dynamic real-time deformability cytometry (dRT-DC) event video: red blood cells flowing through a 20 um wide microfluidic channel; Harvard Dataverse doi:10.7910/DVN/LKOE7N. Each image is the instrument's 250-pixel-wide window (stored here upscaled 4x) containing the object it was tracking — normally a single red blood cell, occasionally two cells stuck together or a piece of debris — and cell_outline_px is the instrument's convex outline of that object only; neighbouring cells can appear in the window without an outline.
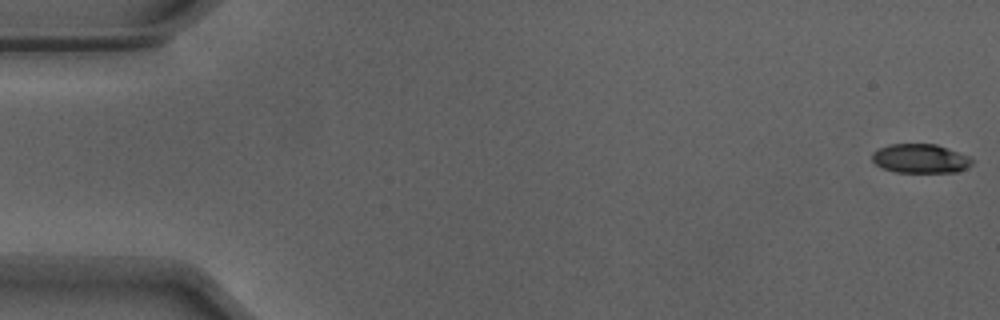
{"species": "Egyptian fruit bat (a non-hibernating species)", "species_latin": "Rousettus aegyptiacus", "temperature_condition": "warm", "stored_images_in_passage": 53, "camera_frame_rate_fps": 3000, "um_per_image_px": 0.085, "animal": {"sex": "male"}, "frame": {"image": 1, "passage_image": 1, "time_ms": 0.0, "image_size_px": [1000, 320], "cell_outline_px": [[972, 164], [956, 172], [896, 172], [884, 168], [876, 164], [872, 160], [872, 152], [888, 144], [936, 144], [968, 156], [972, 160]], "centroid_in_image_um": [78.2, 13.47], "position_along_channel_um": 6.8, "area_um2": 16.7}}
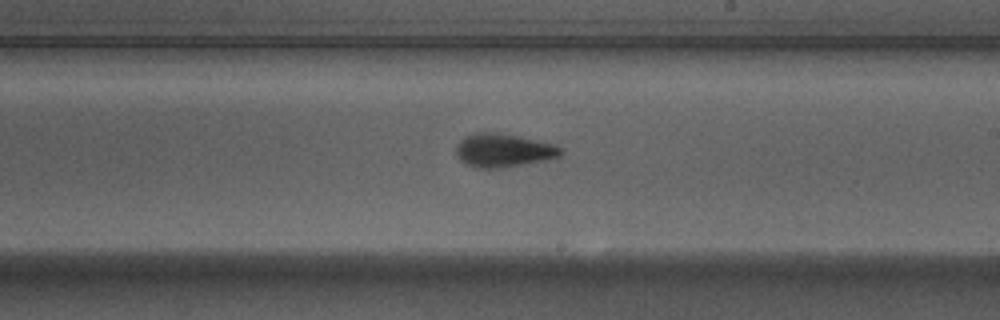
{"frame": {"image": 2, "passage_image": 31, "time_ms": 10.0, "image_size_px": [1000, 320], "cell_outline_px": [[564, 152], [560, 156], [544, 160], [504, 168], [476, 168], [460, 160], [456, 156], [456, 144], [464, 136], [476, 132], [496, 132], [516, 136], [552, 144], [564, 148]], "centroid_in_image_um": [42.76, 12.78], "position_along_channel_um": 246.2, "area_um2": 20.4}}
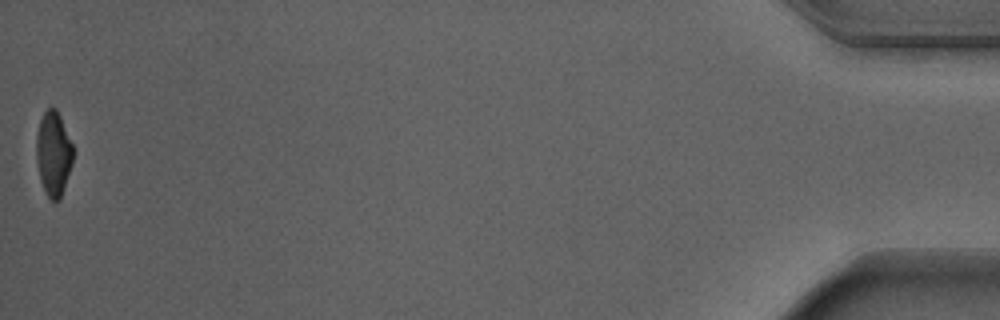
{"frame": {"image": 3, "passage_image": 53, "time_ms": 17.333, "image_size_px": [1000, 320], "cell_outline_px": [[72, 164], [60, 200], [52, 200], [48, 196], [40, 180], [36, 160], [36, 136], [40, 120], [44, 112], [48, 108], [56, 108], [60, 116], [72, 144]], "centroid_in_image_um": [4.53, 13.05], "position_along_channel_um": 430.7, "area_um2": 17.86}, "authors_computed_cell_mechanics": {"area_um2": 19.3052, "velocity_mm_per_s": 3.9057, "shape_relaxation_time_tau1_ms": 3.7769, "shape_relaxation_time_tau2_ms": 1.835, "deformation_change_tau1": 0.1799, "deformation_change_tau2": 0.0994}}